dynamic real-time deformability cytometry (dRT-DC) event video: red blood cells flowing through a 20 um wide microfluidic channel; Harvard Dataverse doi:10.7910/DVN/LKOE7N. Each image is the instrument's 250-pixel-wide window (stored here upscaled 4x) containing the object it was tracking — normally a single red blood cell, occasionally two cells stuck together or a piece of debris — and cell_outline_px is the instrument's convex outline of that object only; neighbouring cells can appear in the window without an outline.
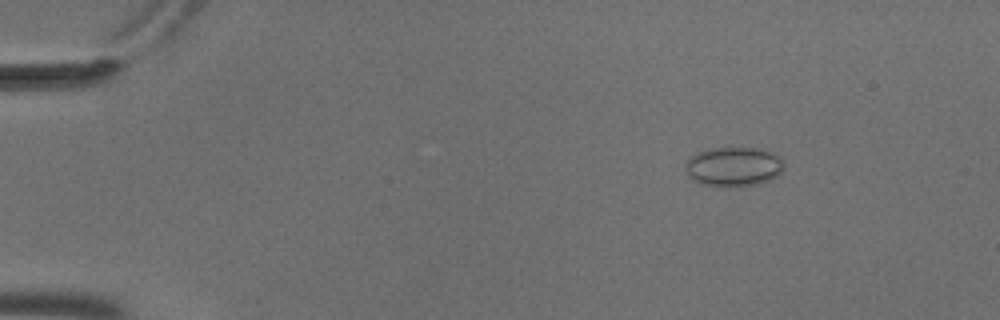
{"species": "common noctule bat (a hibernating species)", "species_latin": "Nyctalus noctula", "temperature_condition": "cold", "stored_images_in_passage": 7, "camera_frame_rate_fps": 3000, "um_per_image_px": 0.085, "animal": {"sex": "male", "body_mass_g": 18.8}, "frame": {"image": 1, "passage_image": 3, "time_ms": 0.667, "image_size_px": [1000, 320], "cell_outline_px": [[784, 168], [776, 176], [768, 180], [756, 184], [728, 188], [704, 184], [692, 180], [688, 176], [684, 168], [684, 164], [688, 156], [696, 152], [708, 148], [760, 148], [780, 156], [784, 160]], "centroid_in_image_um": [62.31, 14.16], "position_along_channel_um": 22.7, "area_um2": 23.12}}